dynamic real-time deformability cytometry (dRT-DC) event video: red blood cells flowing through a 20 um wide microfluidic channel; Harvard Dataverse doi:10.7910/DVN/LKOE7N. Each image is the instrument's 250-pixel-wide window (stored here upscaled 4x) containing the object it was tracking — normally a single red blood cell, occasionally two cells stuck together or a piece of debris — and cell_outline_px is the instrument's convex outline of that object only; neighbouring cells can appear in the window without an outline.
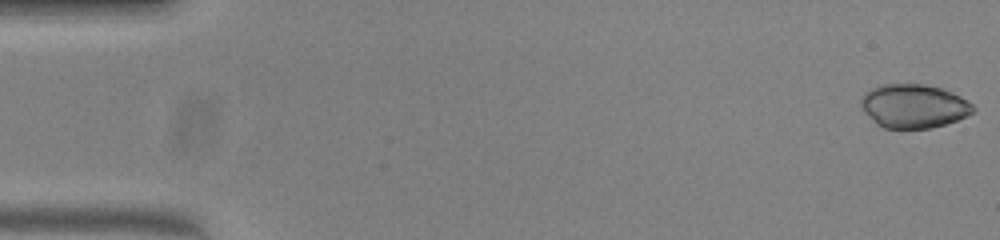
{"species": "common noctule bat (a hibernating species)", "species_latin": "Nyctalus noctula", "temperature_condition": "warm", "stored_images_in_passage": 51, "camera_frame_rate_fps": 3000, "um_per_image_px": 0.085, "animal": {"sex": "female", "body_mass_g": 23.0, "forearm_length_mm": 53.4}, "frame": {"image": 1, "passage_image": 1, "time_ms": 0.0, "image_size_px": [1000, 240], "cell_outline_px": [[976, 108], [972, 112], [956, 120], [932, 128], [884, 128], [876, 124], [860, 108], [860, 96], [864, 92], [880, 84], [924, 84], [940, 88], [952, 92], [960, 96], [972, 104]], "centroid_in_image_um": [77.6, 9.01], "position_along_channel_um": 7.4, "area_um2": 28.67}}
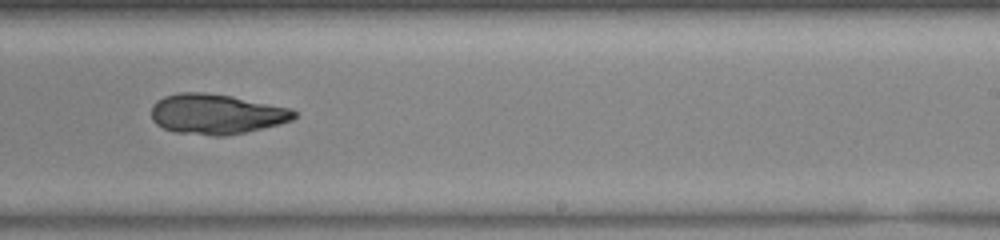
{"frame": {"image": 2, "passage_image": 32, "time_ms": 10.333, "image_size_px": [1000, 240], "cell_outline_px": [[296, 116], [292, 120], [280, 124], [244, 132], [224, 136], [212, 136], [176, 132], [164, 128], [156, 124], [152, 120], [152, 104], [156, 100], [164, 96], [180, 92], [204, 92], [232, 96], [292, 108], [296, 112]], "centroid_in_image_um": [18.38, 9.69], "position_along_channel_um": 270.6, "area_um2": 33.52}}
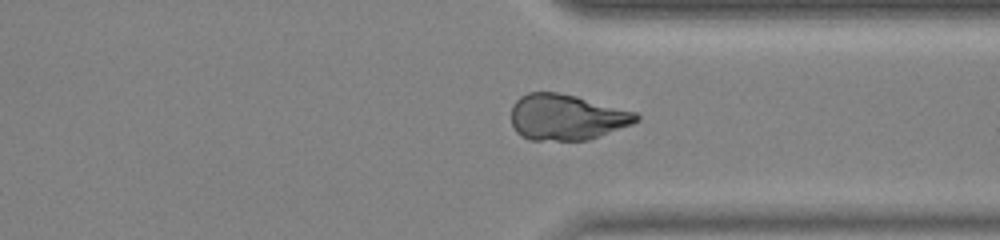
{"frame": {"image": 3, "passage_image": 39, "time_ms": 12.667, "image_size_px": [1000, 240], "cell_outline_px": [[640, 120], [632, 124], [588, 140], [528, 140], [520, 136], [516, 132], [512, 124], [512, 104], [520, 96], [528, 92], [556, 92], [576, 96], [636, 112], [640, 116]], "centroid_in_image_um": [48.14, 9.96], "position_along_channel_um": 363.3, "area_um2": 33.47}}